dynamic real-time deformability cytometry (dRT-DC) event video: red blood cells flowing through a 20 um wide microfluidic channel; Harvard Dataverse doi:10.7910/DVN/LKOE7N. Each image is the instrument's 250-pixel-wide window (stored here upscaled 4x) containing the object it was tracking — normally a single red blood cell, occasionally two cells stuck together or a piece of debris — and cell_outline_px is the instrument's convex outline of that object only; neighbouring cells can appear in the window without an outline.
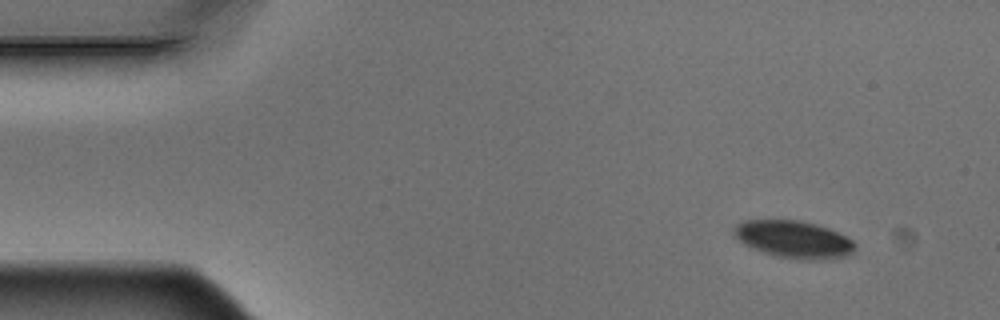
{"species": "Egyptian fruit bat (a non-hibernating species)", "species_latin": "Rousettus aegyptiacus", "temperature_condition": "warm", "stored_images_in_passage": 4, "camera_frame_rate_fps": 3000, "um_per_image_px": 0.085, "animal": {"sex": "male"}, "frame": {"image": 1, "passage_image": 1, "time_ms": 0.0, "image_size_px": [1000, 320], "cell_outline_px": [[856, 248], [852, 252], [844, 256], [808, 260], [804, 260], [776, 256], [752, 248], [744, 244], [732, 232], [732, 228], [736, 224], [744, 220], [800, 220], [816, 224], [828, 228], [852, 240], [856, 244]], "centroid_in_image_um": [67.43, 20.33], "position_along_channel_um": 17.6, "area_um2": 26.07}}
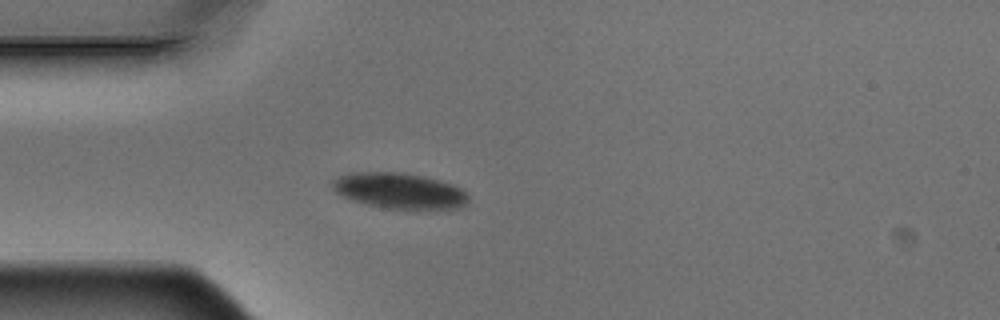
{"frame": {"image": 2, "passage_image": 4, "time_ms": 1.0, "image_size_px": [1000, 320], "cell_outline_px": [[468, 204], [460, 208], [380, 208], [352, 200], [336, 192], [332, 188], [332, 180], [340, 176], [352, 172], [404, 172], [424, 176], [440, 180], [452, 184], [460, 188], [468, 196]], "centroid_in_image_um": [33.94, 16.2], "position_along_channel_um": 51.1, "area_um2": 28.21}}